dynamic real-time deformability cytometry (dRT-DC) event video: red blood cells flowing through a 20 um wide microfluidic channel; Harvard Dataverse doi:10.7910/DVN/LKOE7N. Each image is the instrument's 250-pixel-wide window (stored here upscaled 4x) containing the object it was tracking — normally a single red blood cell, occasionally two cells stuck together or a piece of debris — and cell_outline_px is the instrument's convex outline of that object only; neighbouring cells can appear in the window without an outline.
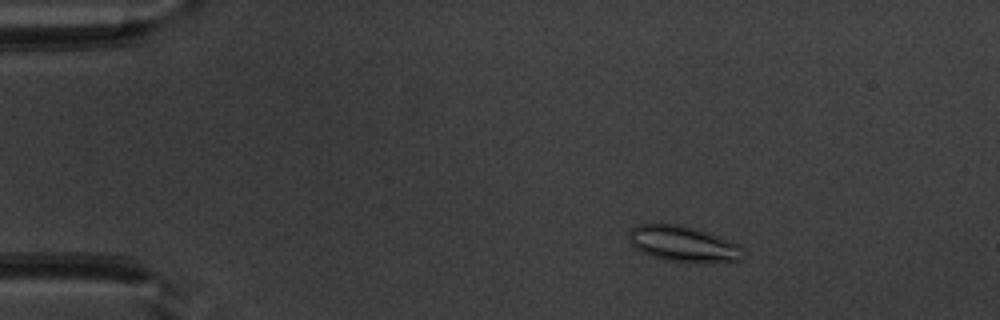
{"species": "common noctule bat (a hibernating species)", "species_latin": "Nyctalus noctula", "temperature_condition": "warm", "stored_images_in_passage": 51, "camera_frame_rate_fps": 3000, "um_per_image_px": 0.085, "animal": {"sex": "male", "body_mass_g": 20.1, "forearm_length_mm": 53.5}, "frame": {"image": 1, "passage_image": 8, "time_ms": 2.333, "image_size_px": [1000, 320], "cell_outline_px": [[744, 260], [668, 260], [648, 256], [632, 248], [628, 240], [628, 232], [636, 224], [680, 224], [700, 228], [720, 236], [744, 248]], "centroid_in_image_um": [57.99, 20.67], "position_along_channel_um": 27.0, "area_um2": 23.7}}
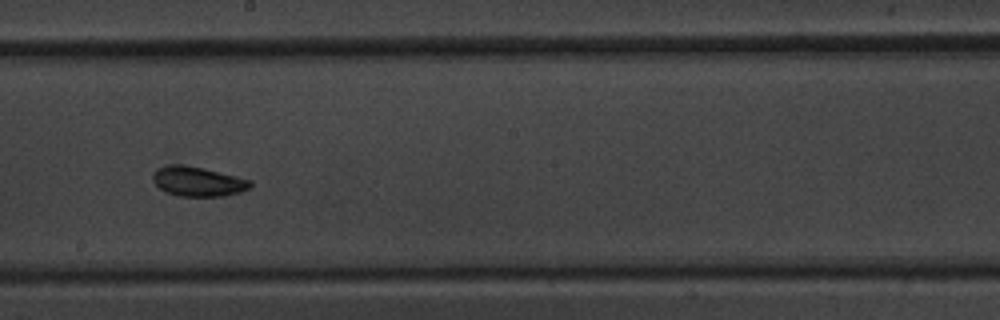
{"frame": {"image": 2, "passage_image": 29, "time_ms": 9.333, "image_size_px": [1000, 320], "cell_outline_px": [[252, 184], [248, 188], [240, 192], [224, 196], [180, 196], [168, 192], [160, 188], [152, 180], [152, 176], [156, 168], [172, 164], [184, 164], [204, 168], [252, 180]], "centroid_in_image_um": [16.81, 15.41], "position_along_channel_um": 231.4, "area_um2": 16.82}}
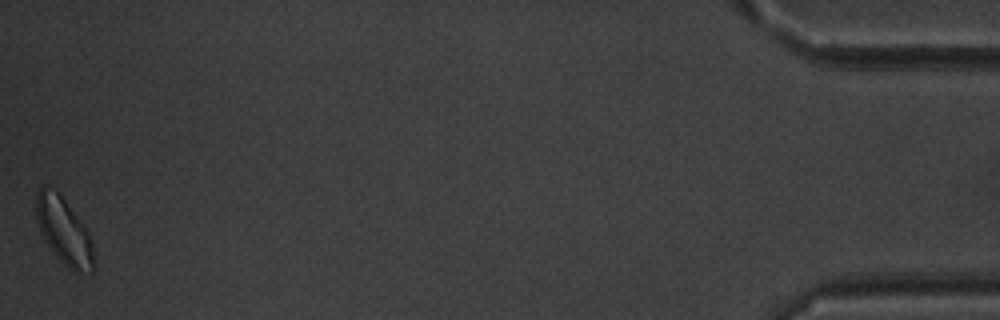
{"frame": {"image": 3, "passage_image": 51, "time_ms": 16.667, "image_size_px": [1000, 320], "cell_outline_px": [[92, 272], [80, 276], [72, 272], [56, 256], [44, 240], [40, 232], [36, 216], [36, 192], [44, 184], [56, 192], [64, 200], [88, 232], [92, 244]], "centroid_in_image_um": [5.41, 19.69], "position_along_channel_um": 429.8, "area_um2": 22.08}, "authors_computed_cell_mechanics": {"area_um2": 17.4556, "velocity_mm_per_s": 3.9289, "shape_relaxation_time_tau1_ms": 2.3341, "shape_relaxation_time_tau2_ms": 3.8718, "deformation_change_tau1": 0.0796, "deformation_change_tau2": 0.096}}